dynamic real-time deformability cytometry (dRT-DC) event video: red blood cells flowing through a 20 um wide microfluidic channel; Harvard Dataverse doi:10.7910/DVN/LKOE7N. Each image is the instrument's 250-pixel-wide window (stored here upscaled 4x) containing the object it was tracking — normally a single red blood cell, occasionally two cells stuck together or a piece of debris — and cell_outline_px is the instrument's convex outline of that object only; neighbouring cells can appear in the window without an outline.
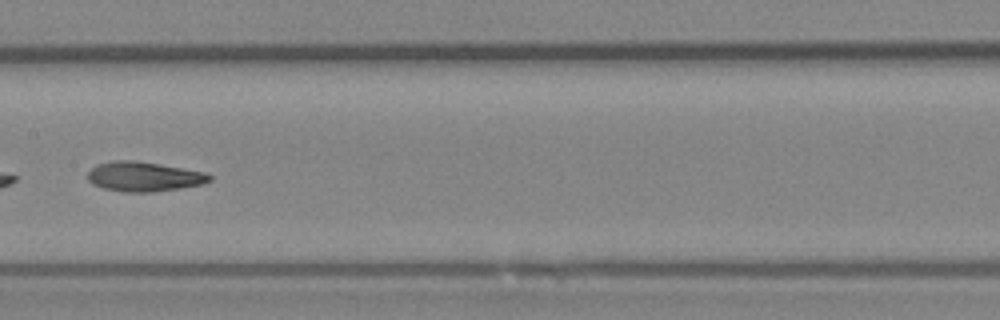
{"species": "Egyptian fruit bat (a non-hibernating species)", "species_latin": "Rousettus aegyptiacus", "temperature_condition": "room temperature", "stored_images_in_passage": 43, "camera_frame_rate_fps": 3000, "um_per_image_px": 0.085, "animal": {"sex": "female"}, "frame": {"image": 1, "passage_image": 25, "time_ms": 8.0, "image_size_px": [1000, 320], "cell_outline_px": [[212, 180], [204, 184], [180, 188], [152, 192], [124, 192], [104, 188], [92, 184], [88, 180], [88, 172], [96, 164], [112, 160], [132, 160], [160, 164], [208, 172], [212, 176]], "centroid_in_image_um": [12.26, 15.0], "position_along_channel_um": 195.1, "area_um2": 21.27}}
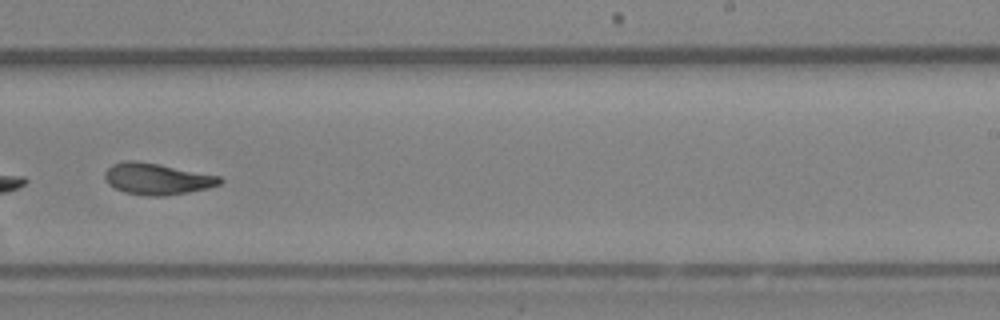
{"frame": {"image": 2, "passage_image": 31, "time_ms": 10.0, "image_size_px": [1000, 320], "cell_outline_px": [[224, 180], [220, 184], [208, 188], [188, 192], [164, 196], [148, 196], [124, 192], [108, 184], [104, 176], [104, 172], [112, 164], [124, 160], [136, 160], [160, 164], [220, 176]], "centroid_in_image_um": [13.34, 15.19], "position_along_channel_um": 275.7, "area_um2": 21.15}}
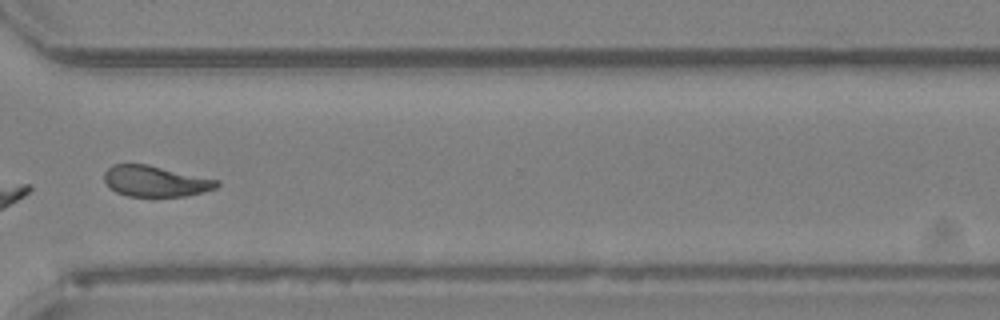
{"frame": {"image": 3, "passage_image": 37, "time_ms": 12.0, "image_size_px": [1000, 320], "cell_outline_px": [[220, 184], [216, 188], [204, 192], [184, 196], [128, 196], [116, 192], [104, 180], [104, 172], [112, 164], [148, 164], [220, 180]], "centroid_in_image_um": [13.24, 15.39], "position_along_channel_um": 357.4, "area_um2": 20.29}, "authors_computed_cell_mechanics": {"area_um2": 21.964, "velocity_mm_per_s": 4.0394, "shape_relaxation_time_tau1_ms": null, "shape_relaxation_time_tau2_ms": 2.4041, "deformation_change_tau1": null, "deformation_change_tau2": 0.0997}}